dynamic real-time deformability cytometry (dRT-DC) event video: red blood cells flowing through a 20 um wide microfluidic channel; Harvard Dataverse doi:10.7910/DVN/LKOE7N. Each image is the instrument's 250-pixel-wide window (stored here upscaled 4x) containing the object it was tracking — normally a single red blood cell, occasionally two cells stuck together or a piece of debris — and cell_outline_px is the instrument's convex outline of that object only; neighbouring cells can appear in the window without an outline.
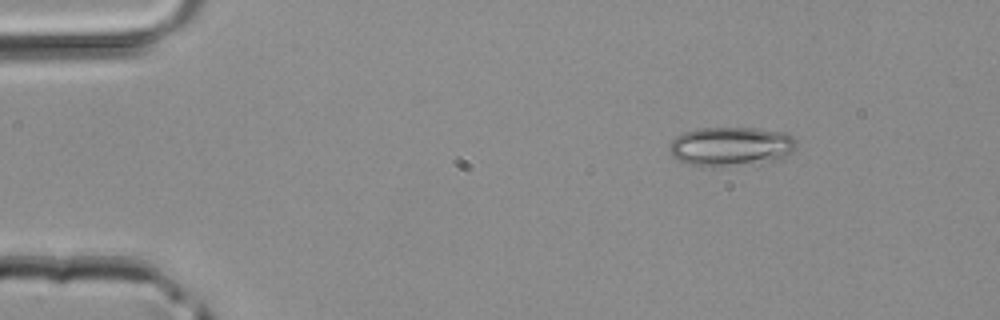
{"species": "common noctule bat (a hibernating species)", "species_latin": "Nyctalus noctula", "temperature_condition": "room temperature", "stored_images_in_passage": 3, "camera_frame_rate_fps": 3000, "um_per_image_px": 0.085, "animal": {"sex": "male", "body_mass_g": 20.4}, "frame": {"image": 1, "passage_image": 1, "time_ms": 0.0, "image_size_px": [1000, 320], "cell_outline_px": [[796, 148], [792, 152], [780, 160], [712, 168], [688, 164], [676, 160], [672, 156], [668, 148], [672, 140], [676, 136], [684, 132], [700, 128], [756, 128], [784, 132], [792, 136], [796, 140]], "centroid_in_image_um": [62.12, 12.46], "position_along_channel_um": 22.9, "area_um2": 29.48}}